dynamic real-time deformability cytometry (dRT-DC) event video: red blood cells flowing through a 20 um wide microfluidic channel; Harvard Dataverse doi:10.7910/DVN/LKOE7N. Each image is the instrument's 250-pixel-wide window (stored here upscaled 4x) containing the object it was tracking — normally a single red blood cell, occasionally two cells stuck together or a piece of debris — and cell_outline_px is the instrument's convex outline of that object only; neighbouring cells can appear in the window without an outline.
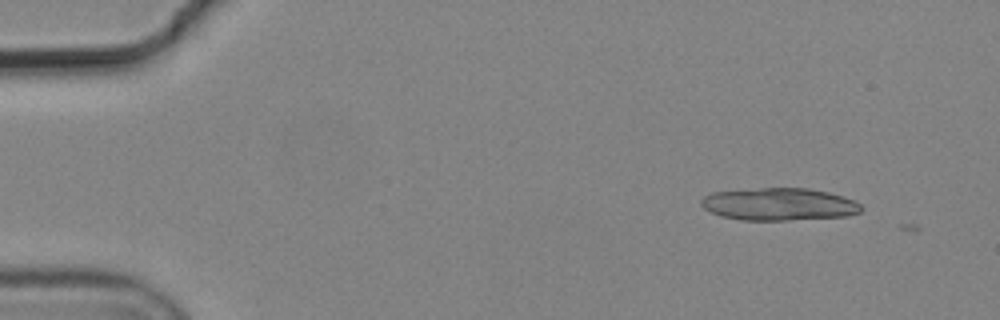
{"species": "common noctule bat (a hibernating species)", "species_latin": "Nyctalus noctula", "temperature_condition": "cold", "stored_images_in_passage": 3, "camera_frame_rate_fps": 3000, "um_per_image_px": 0.085, "animal": {"sex": "male", "body_mass_g": 19.2, "forearm_length_mm": 51.8}, "frame": {"image": 1, "passage_image": 2, "time_ms": 0.333, "image_size_px": [1000, 320], "cell_outline_px": [[864, 208], [860, 212], [848, 216], [788, 220], [740, 220], [720, 216], [704, 208], [700, 204], [700, 200], [704, 196], [712, 192], [760, 188], [808, 188], [828, 192], [844, 196], [856, 200]], "centroid_in_image_um": [66.24, 17.36], "position_along_channel_um": 18.8, "area_um2": 30.52}}